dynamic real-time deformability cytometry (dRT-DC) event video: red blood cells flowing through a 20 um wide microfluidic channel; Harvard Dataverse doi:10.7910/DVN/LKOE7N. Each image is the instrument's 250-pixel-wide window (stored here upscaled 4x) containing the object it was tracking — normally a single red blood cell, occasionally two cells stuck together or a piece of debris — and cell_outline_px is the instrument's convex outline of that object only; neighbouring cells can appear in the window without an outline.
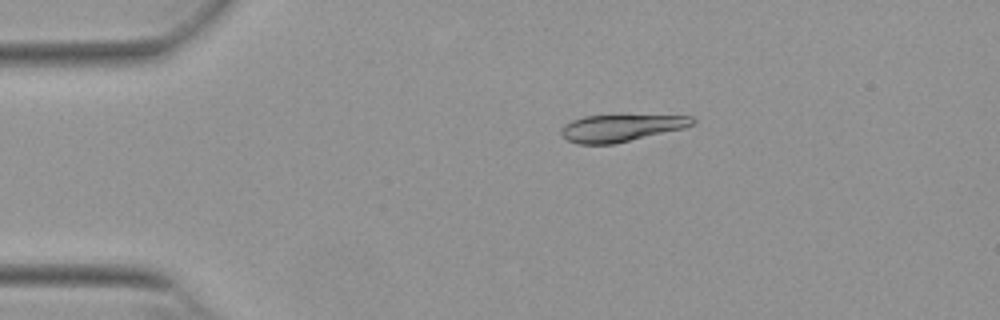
{"species": "Egyptian fruit bat (a non-hibernating species)", "species_latin": "Rousettus aegyptiacus", "temperature_condition": "warm", "stored_images_in_passage": 22, "camera_frame_rate_fps": 3000, "um_per_image_px": 0.085, "animal": {"sex": "female"}, "frame": {"image": 1, "passage_image": 6, "time_ms": 1.667, "image_size_px": [1000, 320], "cell_outline_px": [[696, 120], [692, 124], [684, 128], [616, 144], [576, 144], [568, 140], [560, 132], [564, 124], [572, 120], [584, 116], [692, 116]], "centroid_in_image_um": [52.76, 10.89], "position_along_channel_um": 32.2, "area_um2": 20.4}}
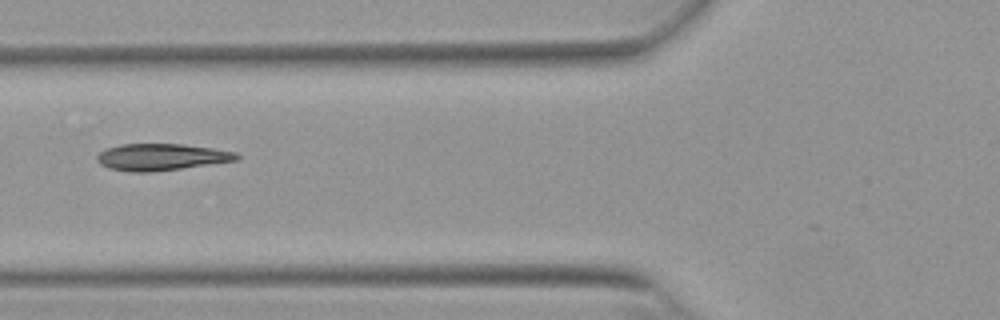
{"frame": {"image": 2, "passage_image": 16, "time_ms": 5.0, "image_size_px": [1000, 320], "cell_outline_px": [[240, 160], [152, 172], [132, 172], [108, 168], [100, 164], [96, 160], [96, 156], [104, 148], [120, 144], [184, 144], [212, 148], [236, 152], [240, 156]], "centroid_in_image_um": [13.7, 13.34], "position_along_channel_um": 112.1, "area_um2": 21.91}}
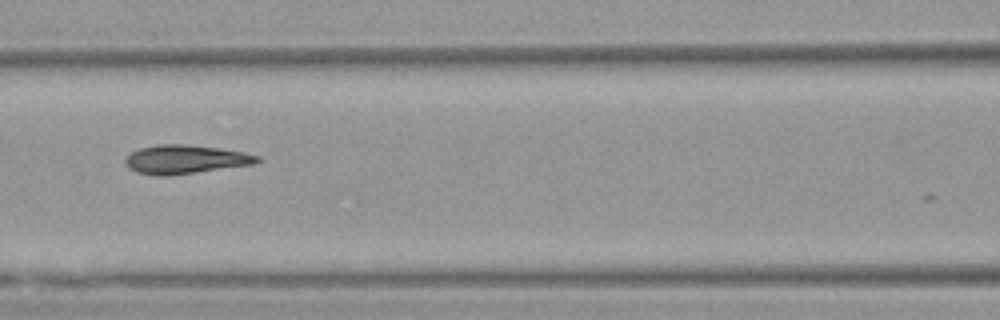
{"frame": {"image": 3, "passage_image": 19, "time_ms": 6.0, "image_size_px": [1000, 320], "cell_outline_px": [[260, 160], [256, 164], [164, 176], [160, 176], [136, 172], [128, 168], [124, 160], [132, 152], [140, 148], [160, 144], [184, 144], [220, 148], [244, 152], [260, 156]], "centroid_in_image_um": [15.77, 13.54], "position_along_channel_um": 150.8, "area_um2": 21.96}}